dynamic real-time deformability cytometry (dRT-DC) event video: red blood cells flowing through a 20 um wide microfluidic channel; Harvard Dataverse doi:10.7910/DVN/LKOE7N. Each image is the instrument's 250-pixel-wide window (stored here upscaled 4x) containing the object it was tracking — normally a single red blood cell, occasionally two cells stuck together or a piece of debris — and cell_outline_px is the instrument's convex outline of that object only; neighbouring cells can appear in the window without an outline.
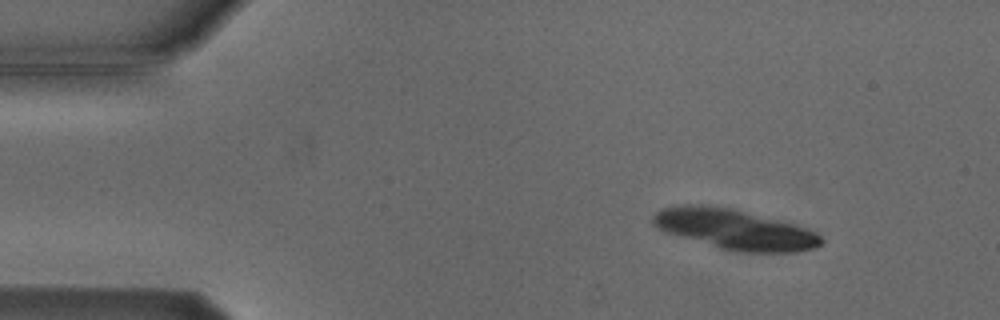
{"species": "Egyptian fruit bat (a non-hibernating species)", "species_latin": "Rousettus aegyptiacus", "temperature_condition": "cold", "stored_images_in_passage": 7, "camera_frame_rate_fps": 3000, "um_per_image_px": 0.085, "animal": {"sex": "male"}, "frame": {"image": 1, "passage_image": 1, "time_ms": 0.0, "image_size_px": [1000, 320], "cell_outline_px": [[824, 240], [816, 248], [796, 252], [736, 252], [720, 248], [664, 232], [652, 224], [652, 216], [660, 208], [688, 204], [700, 204], [728, 208], [792, 224], [816, 232]], "centroid_in_image_um": [62.4, 19.51], "position_along_channel_um": 22.6, "area_um2": 38.9}}
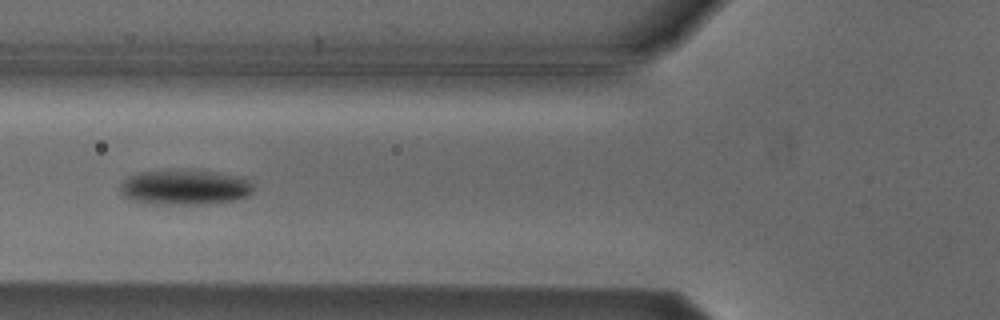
{"frame": {"image": 2, "passage_image": 5, "time_ms": 4.667, "image_size_px": [1000, 320], "cell_outline_px": [[252, 192], [248, 196], [232, 200], [208, 204], [152, 204], [132, 200], [124, 196], [120, 192], [120, 184], [128, 176], [140, 172], [172, 168], [188, 168], [244, 176], [252, 184]], "centroid_in_image_um": [15.7, 15.88], "position_along_channel_um": 110.1, "area_um2": 28.09}}
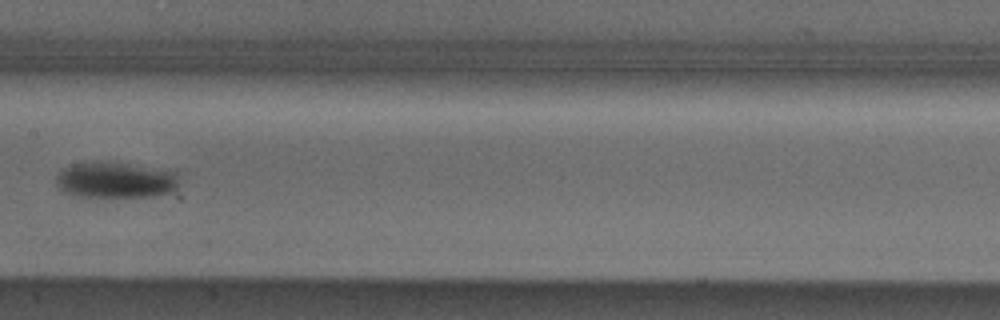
{"frame": {"image": 3, "passage_image": 7, "time_ms": 7.0, "image_size_px": [1000, 320], "cell_outline_px": [[180, 184], [172, 192], [152, 196], [80, 196], [64, 192], [56, 184], [56, 176], [64, 168], [72, 164], [92, 160], [104, 160], [180, 172]], "centroid_in_image_um": [9.86, 15.27], "position_along_channel_um": 197.5, "area_um2": 26.18}}